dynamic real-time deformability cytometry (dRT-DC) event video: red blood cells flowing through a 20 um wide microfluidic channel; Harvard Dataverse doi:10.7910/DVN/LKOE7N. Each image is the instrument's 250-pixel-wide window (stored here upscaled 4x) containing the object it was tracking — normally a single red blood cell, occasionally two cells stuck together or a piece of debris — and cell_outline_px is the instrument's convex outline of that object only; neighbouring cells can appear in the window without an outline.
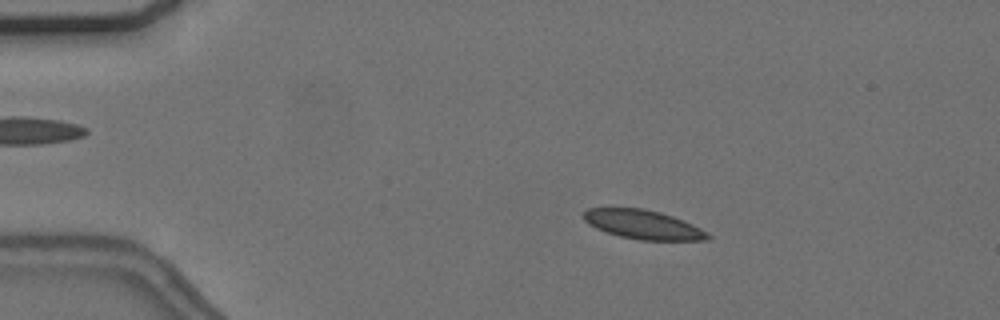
{"species": "common noctule bat (a hibernating species)", "species_latin": "Nyctalus noctula", "temperature_condition": "cold", "stored_images_in_passage": 56, "camera_frame_rate_fps": 3000, "um_per_image_px": 0.085, "animal": {"sex": "female", "body_mass_g": 24.6, "forearm_length_mm": 56.2}, "frame": {"image": 1, "passage_image": 10, "time_ms": 3.0, "image_size_px": [1000, 320], "cell_outline_px": [[712, 240], [640, 240], [620, 236], [596, 228], [588, 224], [584, 220], [584, 212], [588, 208], [644, 208], [660, 212], [672, 216], [692, 224], [708, 232], [712, 236]], "centroid_in_image_um": [54.7, 19.09], "position_along_channel_um": 30.3, "area_um2": 20.98}}
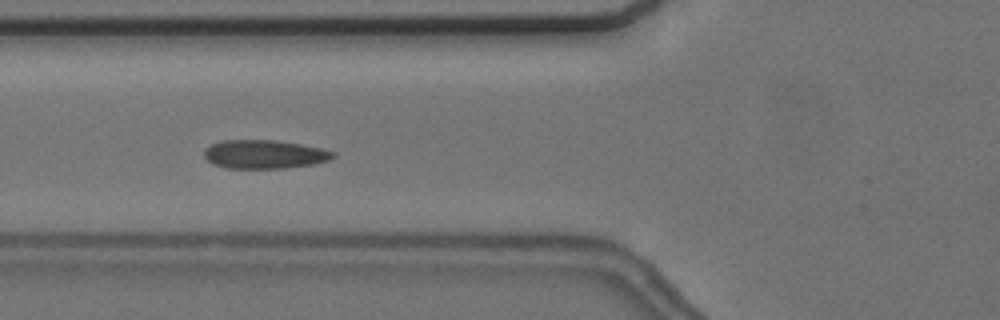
{"frame": {"image": 2, "passage_image": 21, "time_ms": 6.667, "image_size_px": [1000, 320], "cell_outline_px": [[336, 156], [328, 160], [312, 164], [288, 168], [228, 168], [212, 164], [204, 156], [204, 148], [212, 144], [224, 140], [276, 140], [324, 148], [336, 152]], "centroid_in_image_um": [22.49, 13.11], "position_along_channel_um": 103.3, "area_um2": 21.62}}
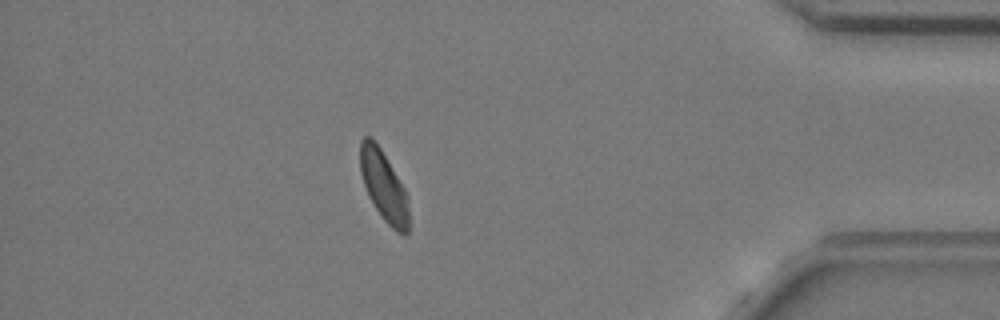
{"frame": {"image": 3, "passage_image": 49, "time_ms": 16.0, "image_size_px": [1000, 320], "cell_outline_px": [[408, 232], [404, 236], [396, 232], [384, 220], [368, 196], [360, 172], [360, 140], [364, 136], [372, 136], [380, 148], [404, 188], [408, 196]], "centroid_in_image_um": [32.61, 15.81], "position_along_channel_um": 402.6, "area_um2": 19.83}, "authors_computed_cell_mechanics": {"area_um2": 20.8658, "velocity_mm_per_s": 3.6455, "shape_relaxation_time_tau1_ms": null, "shape_relaxation_time_tau2_ms": 3.6289, "deformation_change_tau1": null, "deformation_change_tau2": 0.0581}}